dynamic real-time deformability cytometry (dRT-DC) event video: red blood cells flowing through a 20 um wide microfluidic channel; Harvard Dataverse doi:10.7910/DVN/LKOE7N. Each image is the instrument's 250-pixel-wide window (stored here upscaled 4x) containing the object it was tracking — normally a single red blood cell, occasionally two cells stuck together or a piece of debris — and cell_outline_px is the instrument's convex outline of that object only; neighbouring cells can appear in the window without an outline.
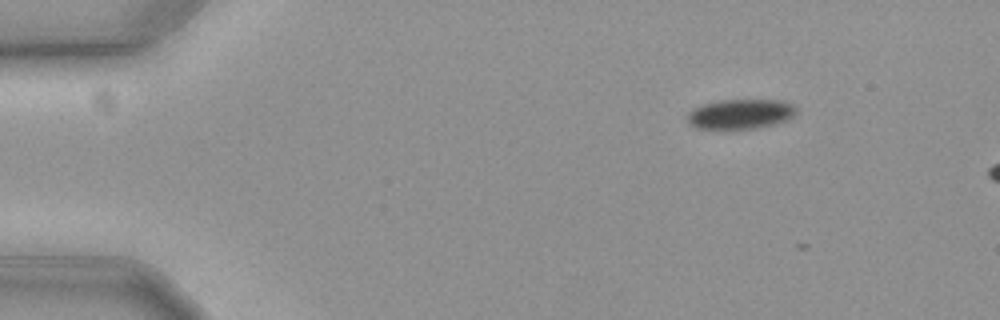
{"species": "common noctule bat (a hibernating species)", "species_latin": "Nyctalus noctula", "temperature_condition": "cold", "stored_images_in_passage": 9, "camera_frame_rate_fps": 3000, "um_per_image_px": 0.085, "animal": {"sex": "female", "body_mass_g": 19.3, "forearm_length_mm": 54.1}, "frame": {"image": 1, "passage_image": 2, "time_ms": 0.333, "image_size_px": [1000, 320], "cell_outline_px": [[796, 112], [788, 120], [760, 128], [700, 128], [692, 124], [688, 120], [688, 112], [704, 104], [720, 100], [784, 100], [792, 104], [796, 108]], "centroid_in_image_um": [63.01, 9.68], "position_along_channel_um": 22.0, "area_um2": 18.61}}